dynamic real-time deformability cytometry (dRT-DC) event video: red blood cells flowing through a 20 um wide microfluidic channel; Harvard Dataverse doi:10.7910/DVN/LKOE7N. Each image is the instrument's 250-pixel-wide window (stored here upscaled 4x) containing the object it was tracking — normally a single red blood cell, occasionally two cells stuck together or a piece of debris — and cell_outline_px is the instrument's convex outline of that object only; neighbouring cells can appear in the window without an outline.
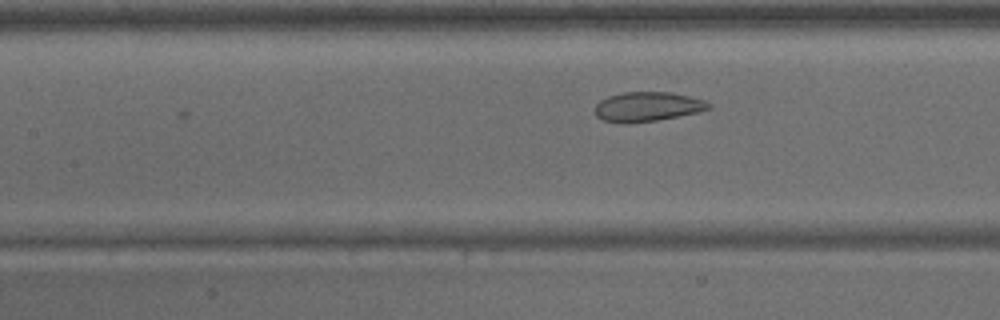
{"species": "common noctule bat (a hibernating species)", "species_latin": "Nyctalus noctula", "temperature_condition": "warm", "stored_images_in_passage": 7, "camera_frame_rate_fps": 3000, "um_per_image_px": 0.085, "animal": {"sex": "male", "body_mass_g": 15.6}, "frame": {"image": 1, "passage_image": 7, "time_ms": 2.0, "image_size_px": [1000, 320], "cell_outline_px": [[712, 108], [700, 112], [656, 120], [624, 124], [604, 120], [596, 116], [596, 104], [600, 100], [608, 96], [624, 92], [668, 92], [688, 96], [704, 100], [712, 104]], "centroid_in_image_um": [55.05, 9.07], "position_along_channel_um": 152.4, "area_um2": 19.54}}